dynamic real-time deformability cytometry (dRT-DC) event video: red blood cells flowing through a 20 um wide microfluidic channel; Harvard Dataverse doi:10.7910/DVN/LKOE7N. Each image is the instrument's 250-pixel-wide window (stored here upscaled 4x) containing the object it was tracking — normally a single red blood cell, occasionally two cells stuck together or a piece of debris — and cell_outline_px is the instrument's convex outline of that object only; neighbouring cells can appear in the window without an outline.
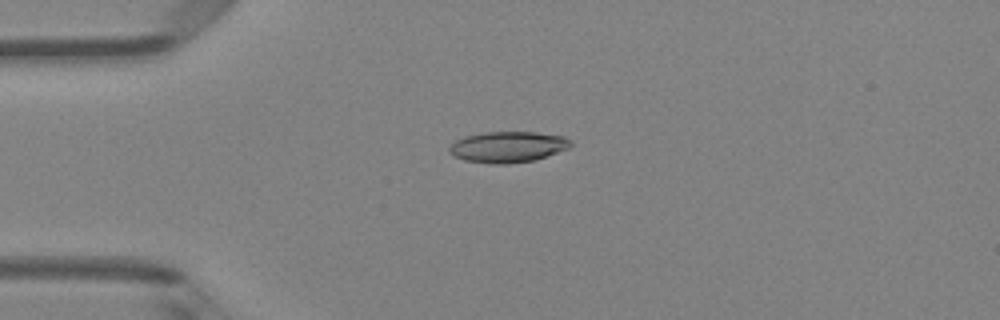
{"species": "Egyptian fruit bat (a non-hibernating species)", "species_latin": "Rousettus aegyptiacus", "temperature_condition": "room temperature", "stored_images_in_passage": 6, "camera_frame_rate_fps": 3000, "um_per_image_px": 0.085, "animal": {"sex": "female"}, "frame": {"image": 1, "passage_image": 3, "time_ms": 2.667, "image_size_px": [1000, 320], "cell_outline_px": [[572, 144], [568, 148], [532, 160], [508, 164], [492, 164], [464, 160], [448, 152], [448, 148], [456, 140], [464, 136], [484, 132], [536, 132], [564, 136], [572, 140]], "centroid_in_image_um": [43.15, 12.48], "position_along_channel_um": 41.9, "area_um2": 21.79}}
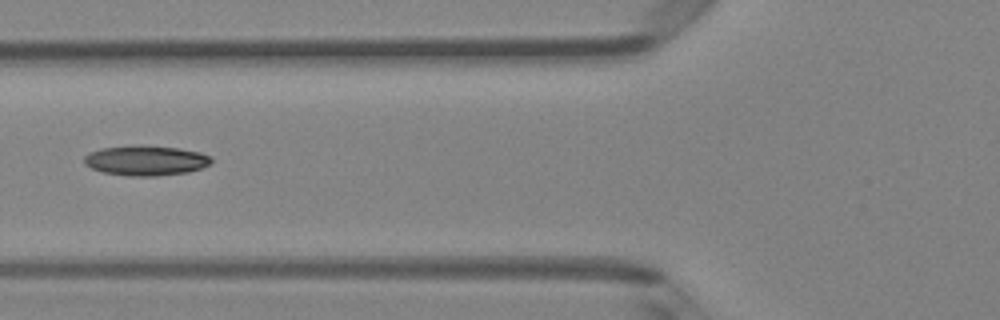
{"frame": {"image": 2, "passage_image": 5, "time_ms": 5.0, "image_size_px": [1000, 320], "cell_outline_px": [[212, 160], [208, 164], [200, 168], [188, 172], [156, 176], [128, 176], [104, 172], [92, 168], [84, 164], [84, 156], [88, 152], [100, 148], [180, 148], [200, 152], [212, 156]], "centroid_in_image_um": [12.4, 13.69], "position_along_channel_um": 113.4, "area_um2": 21.33}}
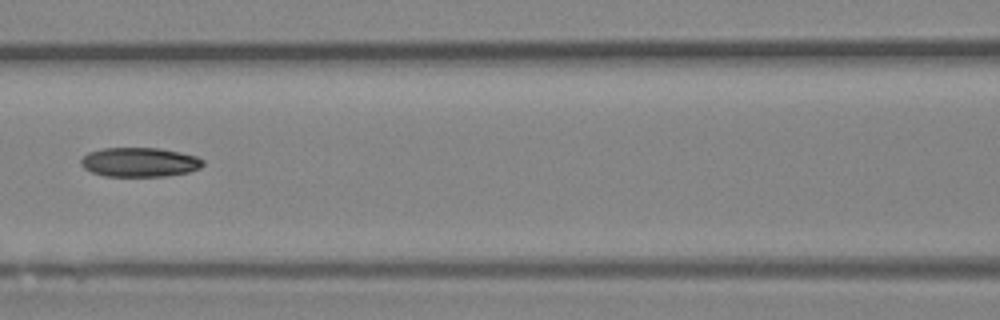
{"frame": {"image": 3, "passage_image": 6, "time_ms": 6.0, "image_size_px": [1000, 320], "cell_outline_px": [[204, 164], [200, 168], [188, 172], [164, 176], [104, 176], [92, 172], [84, 168], [80, 164], [80, 160], [88, 152], [104, 148], [160, 148], [180, 152], [196, 156], [204, 160]], "centroid_in_image_um": [11.86, 13.78], "position_along_channel_um": 154.7, "area_um2": 20.87}}